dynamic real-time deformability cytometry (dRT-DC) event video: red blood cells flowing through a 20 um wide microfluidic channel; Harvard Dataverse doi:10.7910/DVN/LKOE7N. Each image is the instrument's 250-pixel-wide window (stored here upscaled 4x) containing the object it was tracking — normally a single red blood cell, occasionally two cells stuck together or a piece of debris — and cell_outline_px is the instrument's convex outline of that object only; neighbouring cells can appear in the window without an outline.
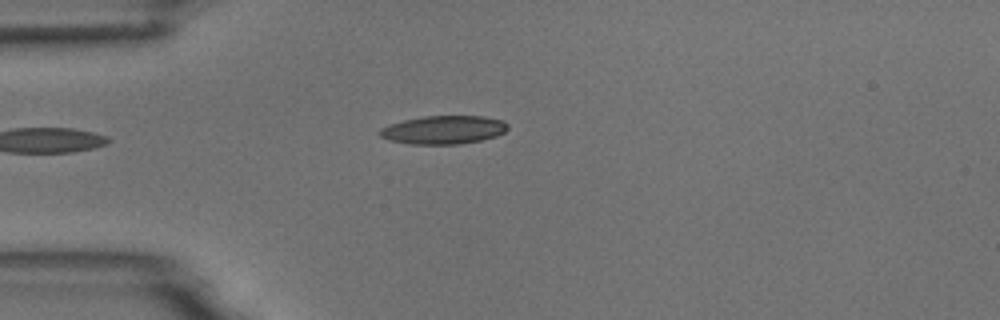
{"species": "common noctule bat (a hibernating species)", "species_latin": "Nyctalus noctula", "temperature_condition": "room temperature", "stored_images_in_passage": 3, "camera_frame_rate_fps": 3000, "um_per_image_px": 0.085, "animal": {"sex": "male", "body_mass_g": 18.8}, "frame": {"image": 1, "passage_image": 3, "time_ms": 2.333, "image_size_px": [1000, 320], "cell_outline_px": [[508, 128], [504, 132], [496, 136], [480, 140], [460, 144], [408, 144], [388, 140], [380, 136], [376, 132], [380, 128], [388, 124], [404, 120], [424, 116], [484, 116], [504, 120], [508, 124]], "centroid_in_image_um": [37.67, 11.03], "position_along_channel_um": 47.3, "area_um2": 21.39}}